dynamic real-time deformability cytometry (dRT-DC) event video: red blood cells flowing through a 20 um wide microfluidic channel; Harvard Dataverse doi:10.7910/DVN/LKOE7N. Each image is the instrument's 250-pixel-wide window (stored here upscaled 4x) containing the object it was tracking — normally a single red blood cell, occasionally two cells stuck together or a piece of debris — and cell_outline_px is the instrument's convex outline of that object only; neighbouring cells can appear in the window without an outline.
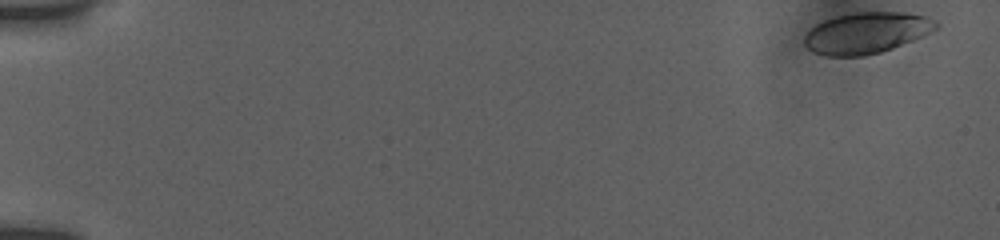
{"species": "human", "species_latin": "Homo sapiens", "temperature_condition": "room temperature", "stored_images_in_passage": 54, "camera_frame_rate_fps": 3000, "um_per_image_px": 0.085, "donor": {"sex": "female"}, "frame": {"image": 1, "passage_image": 1, "time_ms": 0.0, "image_size_px": [1000, 240], "cell_outline_px": [[940, 28], [924, 36], [892, 48], [880, 52], [864, 56], [824, 56], [812, 52], [804, 44], [804, 36], [816, 24], [824, 20], [836, 16], [856, 12], [904, 12], [928, 16], [936, 20], [940, 24]], "centroid_in_image_um": [73.7, 2.79], "position_along_channel_um": 11.3, "area_um2": 31.91}}
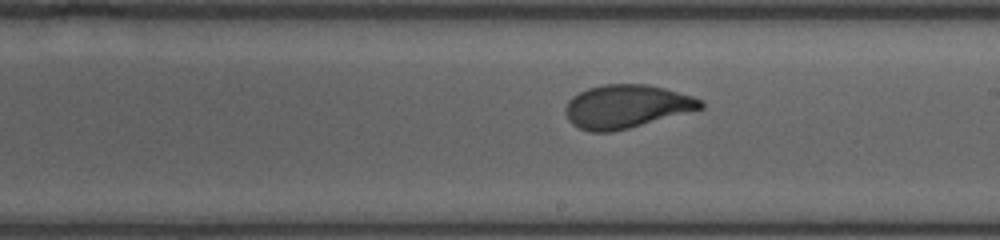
{"frame": {"image": 2, "passage_image": 32, "time_ms": 10.333, "image_size_px": [1000, 240], "cell_outline_px": [[704, 108], [628, 128], [612, 132], [588, 132], [572, 124], [568, 120], [564, 112], [568, 100], [572, 96], [588, 88], [604, 84], [648, 84], [664, 88], [692, 96], [704, 100]], "centroid_in_image_um": [53.23, 9.05], "position_along_channel_um": 235.8, "area_um2": 34.16}}
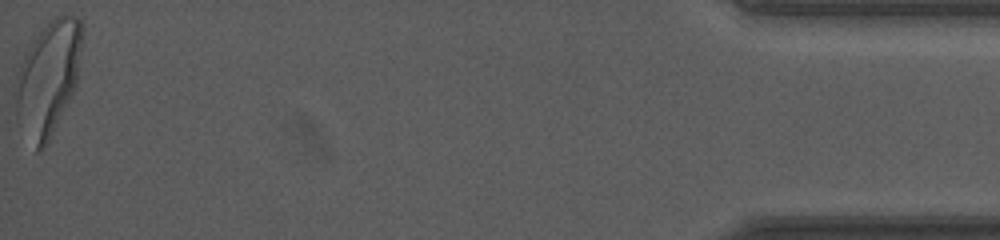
{"frame": {"image": 3, "passage_image": 54, "time_ms": 17.667, "image_size_px": [1000, 240], "cell_outline_px": [[84, 32], [76, 84], [48, 144], [40, 152], [36, 152], [16, 120], [12, 88], [24, 52], [36, 36], [56, 16], [80, 16]], "centroid_in_image_um": [4.05, 6.68], "position_along_channel_um": 431.2, "area_um2": 44.91}, "authors_computed_cell_mechanics": {"area_um2": 33.9575, "velocity_mm_per_s": 3.8263, "shape_relaxation_time_tau1_ms": 3.631, "shape_relaxation_time_tau2_ms": 0.7213, "deformation_change_tau1": 0.1592, "deformation_change_tau2": 0.0631}}